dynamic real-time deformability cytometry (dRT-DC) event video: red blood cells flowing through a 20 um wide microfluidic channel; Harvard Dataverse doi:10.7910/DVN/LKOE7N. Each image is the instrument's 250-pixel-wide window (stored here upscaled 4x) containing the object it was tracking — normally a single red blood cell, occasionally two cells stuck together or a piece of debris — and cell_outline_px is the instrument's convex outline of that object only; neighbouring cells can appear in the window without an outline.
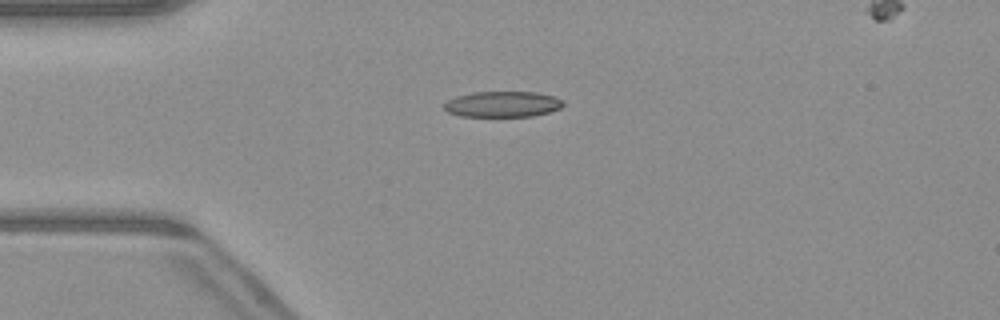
{"species": "common noctule bat (a hibernating species)", "species_latin": "Nyctalus noctula", "temperature_condition": "warm", "stored_images_in_passage": 37, "camera_frame_rate_fps": 3000, "um_per_image_px": 0.085, "animal": {"sex": "male", "body_mass_g": 23.1, "forearm_length_mm": 52.7}, "frame": {"image": 1, "passage_image": 1, "time_ms": 0.0, "image_size_px": [1000, 320], "cell_outline_px": [[564, 104], [560, 108], [548, 112], [532, 116], [460, 116], [448, 112], [444, 108], [444, 104], [448, 100], [456, 96], [472, 92], [536, 92], [556, 96], [564, 100]], "centroid_in_image_um": [42.74, 8.85], "position_along_channel_um": 42.3, "area_um2": 17.92}}
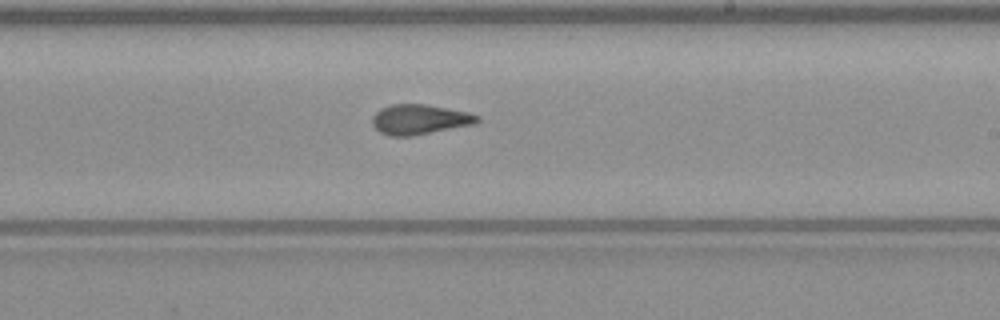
{"frame": {"image": 2, "passage_image": 18, "time_ms": 5.667, "image_size_px": [1000, 320], "cell_outline_px": [[480, 120], [476, 124], [408, 136], [388, 136], [380, 132], [372, 124], [372, 116], [380, 108], [392, 104], [424, 104], [468, 112], [480, 116]], "centroid_in_image_um": [35.66, 10.15], "position_along_channel_um": 253.3, "area_um2": 18.26}}
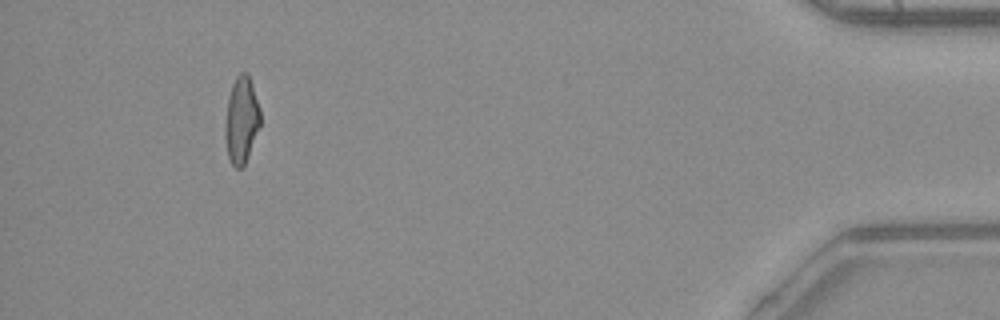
{"frame": {"image": 3, "passage_image": 35, "time_ms": 11.333, "image_size_px": [1000, 320], "cell_outline_px": [[260, 124], [244, 168], [236, 168], [232, 164], [228, 156], [224, 132], [228, 96], [232, 84], [236, 76], [240, 72], [248, 72], [260, 108]], "centroid_in_image_um": [20.52, 10.19], "position_along_channel_um": 414.7, "area_um2": 17.86}}